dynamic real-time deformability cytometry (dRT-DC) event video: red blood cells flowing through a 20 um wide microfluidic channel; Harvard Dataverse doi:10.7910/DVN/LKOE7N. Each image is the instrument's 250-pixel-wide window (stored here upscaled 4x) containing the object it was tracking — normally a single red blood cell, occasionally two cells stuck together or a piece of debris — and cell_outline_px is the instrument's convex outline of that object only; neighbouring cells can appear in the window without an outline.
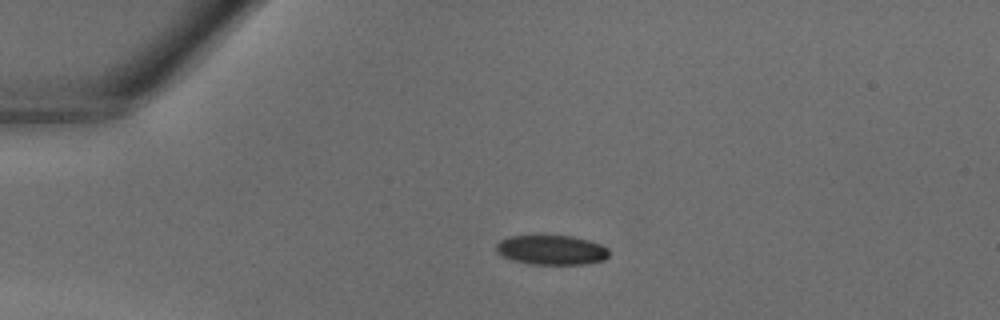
{"species": "common noctule bat (a hibernating species)", "species_latin": "Nyctalus noctula", "temperature_condition": "warm", "stored_images_in_passage": 36, "camera_frame_rate_fps": 3000, "um_per_image_px": 0.085, "animal": {"sex": "male", "body_mass_g": 18.8}, "frame": {"image": 1, "passage_image": 6, "time_ms": 1.667, "image_size_px": [1000, 320], "cell_outline_px": [[608, 256], [604, 260], [584, 264], [528, 264], [512, 260], [496, 252], [496, 244], [500, 240], [508, 236], [572, 236], [588, 240], [600, 244], [608, 248]], "centroid_in_image_um": [46.86, 21.25], "position_along_channel_um": 38.1, "area_um2": 19.42}}
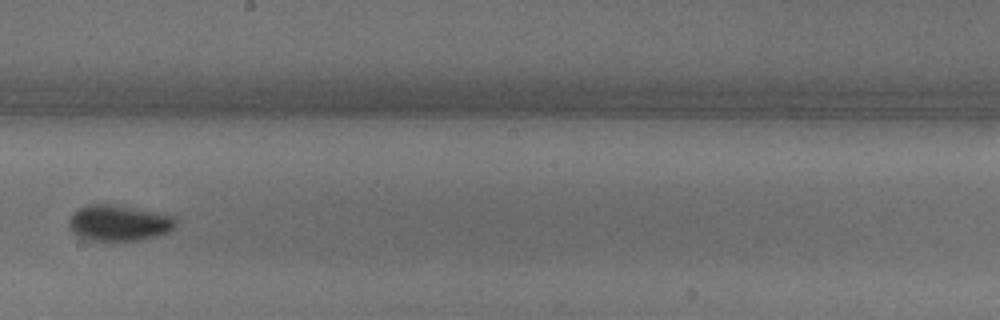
{"frame": {"image": 2, "passage_image": 20, "time_ms": 6.333, "image_size_px": [1000, 320], "cell_outline_px": [[176, 224], [168, 232], [144, 240], [88, 240], [72, 232], [68, 224], [68, 220], [72, 212], [88, 204], [112, 204], [176, 216]], "centroid_in_image_um": [10.09, 18.95], "position_along_channel_um": 238.1, "area_um2": 22.31}}
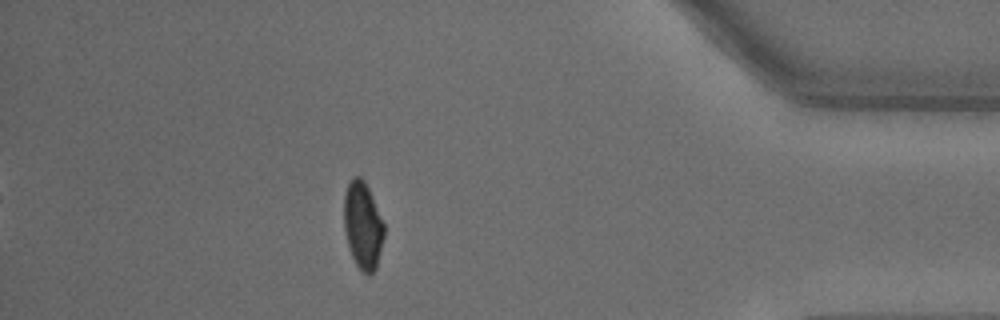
{"frame": {"image": 3, "passage_image": 32, "time_ms": 10.333, "image_size_px": [1000, 320], "cell_outline_px": [[384, 236], [376, 268], [368, 276], [356, 264], [352, 256], [348, 244], [344, 228], [344, 192], [352, 176], [360, 176], [364, 180], [368, 188], [384, 224]], "centroid_in_image_um": [30.83, 19.14], "position_along_channel_um": 404.4, "area_um2": 20.17}}